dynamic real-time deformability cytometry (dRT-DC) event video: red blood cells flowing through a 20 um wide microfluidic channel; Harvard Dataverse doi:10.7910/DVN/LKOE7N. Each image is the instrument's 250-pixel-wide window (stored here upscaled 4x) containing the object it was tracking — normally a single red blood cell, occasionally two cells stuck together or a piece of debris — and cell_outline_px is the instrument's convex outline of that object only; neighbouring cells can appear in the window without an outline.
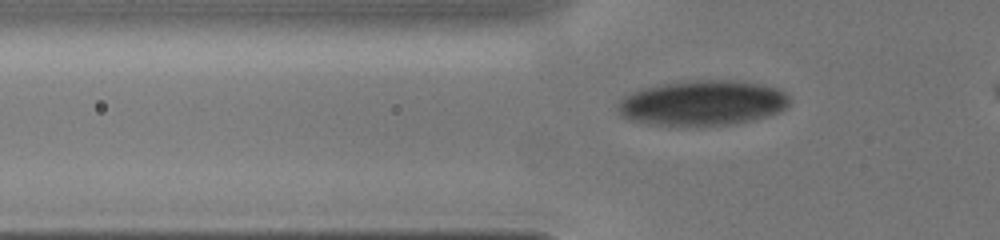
{"species": "human", "species_latin": "Homo sapiens", "temperature_condition": "cold", "stored_images_in_passage": 12, "segment_of_instrument_passage": [1, 2], "camera_frame_rate_fps": 3000, "um_per_image_px": 0.085, "donor": {"sex": "male"}, "frame": {"image": 1, "passage_image": 9, "time_ms": 3.0, "image_size_px": [1000, 240], "cell_outline_px": [[792, 100], [780, 112], [768, 116], [752, 120], [732, 124], [648, 124], [628, 120], [620, 116], [616, 108], [616, 104], [624, 96], [640, 88], [660, 84], [688, 80], [736, 80], [764, 84], [780, 88]], "centroid_in_image_um": [59.71, 8.72], "position_along_channel_um": 66.1, "area_um2": 45.43}}